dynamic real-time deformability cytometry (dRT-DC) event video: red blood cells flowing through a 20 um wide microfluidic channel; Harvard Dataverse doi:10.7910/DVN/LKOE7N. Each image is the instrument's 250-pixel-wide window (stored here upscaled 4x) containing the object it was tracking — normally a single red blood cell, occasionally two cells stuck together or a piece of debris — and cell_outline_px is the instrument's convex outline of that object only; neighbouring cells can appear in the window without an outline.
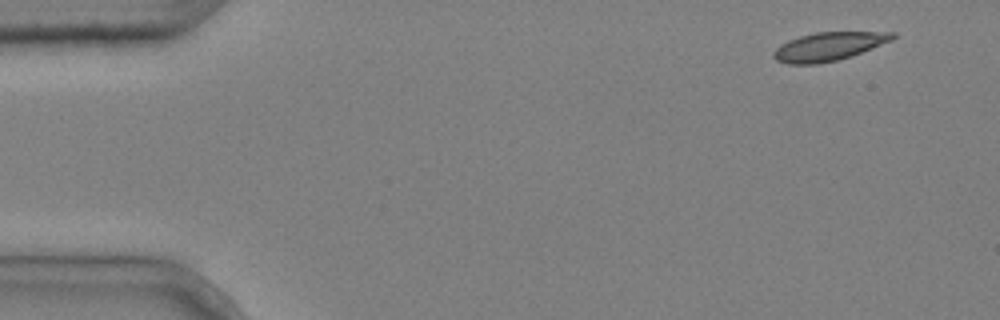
{"species": "common noctule bat (a hibernating species)", "species_latin": "Nyctalus noctula", "temperature_condition": "cold", "stored_images_in_passage": 4, "camera_frame_rate_fps": 3000, "um_per_image_px": 0.085, "animal": {"sex": "male", "body_mass_g": 20.4}, "frame": {"image": 1, "passage_image": 1, "time_ms": 0.0, "image_size_px": [1000, 320], "cell_outline_px": [[896, 36], [892, 40], [852, 56], [836, 60], [816, 64], [788, 64], [776, 60], [772, 56], [772, 52], [780, 44], [788, 40], [800, 36], [816, 32], [896, 32]], "centroid_in_image_um": [70.41, 3.95], "position_along_channel_um": 14.6, "area_um2": 19.71}}
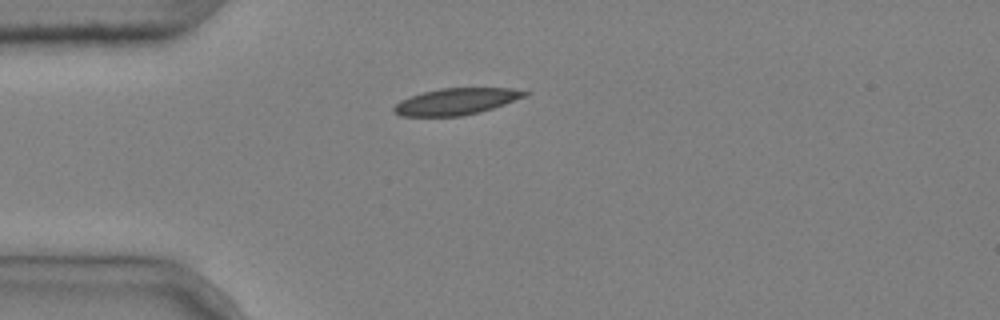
{"frame": {"image": 2, "passage_image": 4, "time_ms": 1.0, "image_size_px": [1000, 320], "cell_outline_px": [[532, 92], [528, 96], [480, 112], [460, 116], [400, 116], [392, 112], [392, 108], [400, 100], [424, 92], [440, 88], [512, 88]], "centroid_in_image_um": [38.8, 8.62], "position_along_channel_um": 46.2, "area_um2": 20.29}}